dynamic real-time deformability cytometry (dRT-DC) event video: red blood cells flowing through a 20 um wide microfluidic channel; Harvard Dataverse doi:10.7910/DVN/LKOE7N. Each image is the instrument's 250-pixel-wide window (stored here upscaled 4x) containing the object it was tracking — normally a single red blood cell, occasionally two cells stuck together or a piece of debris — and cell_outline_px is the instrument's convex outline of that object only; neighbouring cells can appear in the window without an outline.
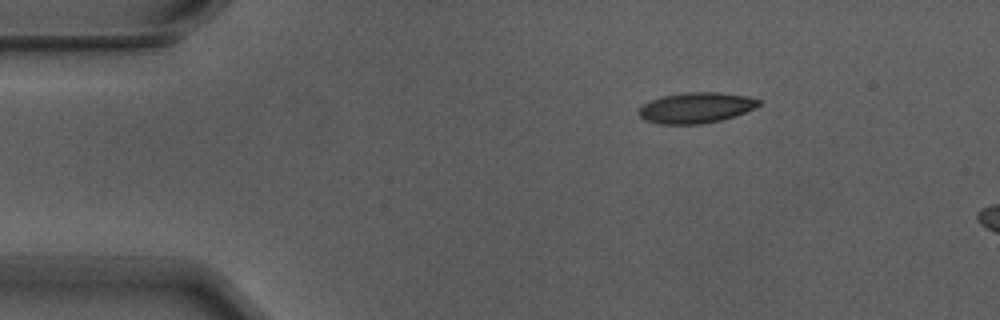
{"species": "Egyptian fruit bat (a non-hibernating species)", "species_latin": "Rousettus aegyptiacus", "temperature_condition": "warm", "stored_images_in_passage": 3, "camera_frame_rate_fps": 3000, "um_per_image_px": 0.085, "animal": {"sex": "male"}, "frame": {"image": 1, "passage_image": 1, "time_ms": 0.0, "image_size_px": [1000, 320], "cell_outline_px": [[760, 104], [744, 112], [720, 120], [700, 124], [660, 124], [644, 120], [636, 112], [644, 104], [652, 100], [664, 96], [684, 92], [720, 92], [748, 96], [760, 100]], "centroid_in_image_um": [59.13, 9.15], "position_along_channel_um": 25.9, "area_um2": 21.21}}